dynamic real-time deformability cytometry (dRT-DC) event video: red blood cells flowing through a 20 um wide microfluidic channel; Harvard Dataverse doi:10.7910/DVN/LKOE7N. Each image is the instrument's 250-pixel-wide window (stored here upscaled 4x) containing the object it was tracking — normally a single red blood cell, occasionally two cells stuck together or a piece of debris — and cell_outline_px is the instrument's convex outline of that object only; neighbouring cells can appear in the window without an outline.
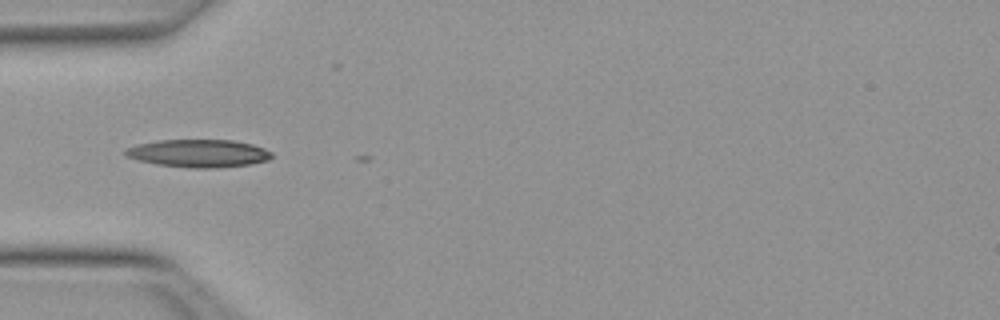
{"species": "Egyptian fruit bat (a non-hibernating species)", "species_latin": "Rousettus aegyptiacus", "temperature_condition": "warm", "stored_images_in_passage": 3, "camera_frame_rate_fps": 3000, "um_per_image_px": 0.085, "animal": {"sex": "female"}, "frame": {"image": 1, "passage_image": 1, "time_ms": 0.0, "image_size_px": [1000, 320], "cell_outline_px": [[272, 156], [268, 160], [248, 164], [216, 168], [188, 168], [156, 164], [124, 156], [124, 148], [136, 144], [160, 140], [232, 140], [252, 144], [264, 148], [272, 152]], "centroid_in_image_um": [16.84, 13.03], "position_along_channel_um": 68.2, "area_um2": 23.76}}